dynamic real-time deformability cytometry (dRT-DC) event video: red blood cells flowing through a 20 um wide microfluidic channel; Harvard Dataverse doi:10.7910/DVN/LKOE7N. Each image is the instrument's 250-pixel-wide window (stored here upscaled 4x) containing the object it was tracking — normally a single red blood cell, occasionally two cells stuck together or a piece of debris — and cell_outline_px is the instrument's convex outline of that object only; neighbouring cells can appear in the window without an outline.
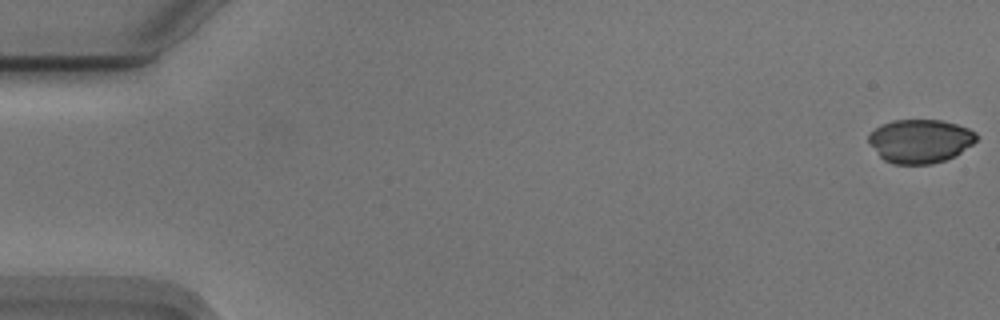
{"species": "Egyptian fruit bat (a non-hibernating species)", "species_latin": "Rousettus aegyptiacus", "temperature_condition": "cold", "stored_images_in_passage": 55, "camera_frame_rate_fps": 3000, "um_per_image_px": 0.085, "animal": {"sex": "male"}, "frame": {"image": 1, "passage_image": 1, "time_ms": 0.0, "image_size_px": [1000, 320], "cell_outline_px": [[976, 140], [972, 144], [956, 156], [932, 164], [892, 164], [884, 160], [880, 156], [868, 140], [868, 136], [880, 124], [892, 120], [940, 120], [956, 124], [968, 128], [976, 132]], "centroid_in_image_um": [78.22, 11.99], "position_along_channel_um": 6.8, "area_um2": 27.34}}
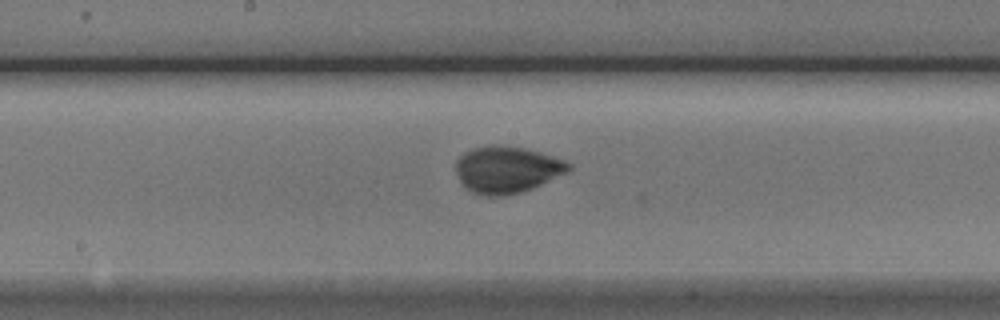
{"frame": {"image": 2, "passage_image": 29, "time_ms": 9.333, "image_size_px": [1000, 320], "cell_outline_px": [[572, 168], [568, 172], [532, 188], [520, 192], [500, 196], [484, 196], [472, 192], [460, 180], [456, 172], [456, 160], [464, 152], [472, 148], [492, 144], [500, 144], [524, 148], [540, 152], [564, 160], [572, 164]], "centroid_in_image_um": [43.09, 14.39], "position_along_channel_um": 205.1, "area_um2": 30.75}}
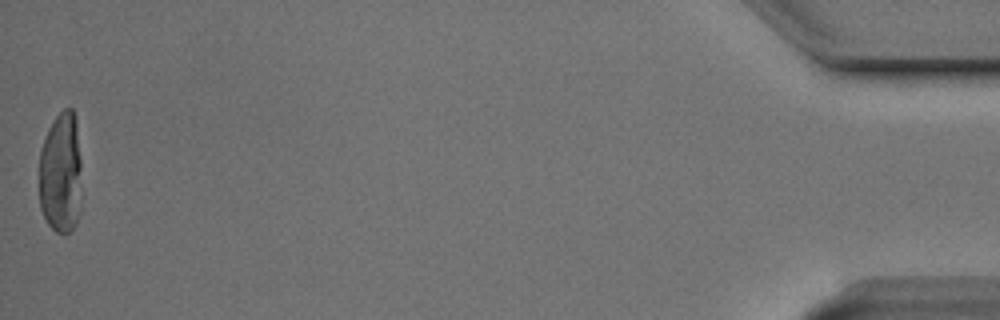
{"frame": {"image": 3, "passage_image": 55, "time_ms": 18.0, "image_size_px": [1000, 320], "cell_outline_px": [[80, 212], [76, 224], [68, 232], [56, 232], [48, 224], [40, 208], [40, 148], [48, 128], [56, 116], [64, 108], [72, 108], [76, 120], [80, 160]], "centroid_in_image_um": [5.17, 14.7], "position_along_channel_um": 430.0, "area_um2": 30.17}, "authors_computed_cell_mechanics": {"area_um2": 29.6514, "velocity_mm_per_s": 3.7317, "shape_relaxation_time_tau1_ms": 5.2736, "shape_relaxation_time_tau2_ms": null, "deformation_change_tau1": 0.1163, "deformation_change_tau2": null}}